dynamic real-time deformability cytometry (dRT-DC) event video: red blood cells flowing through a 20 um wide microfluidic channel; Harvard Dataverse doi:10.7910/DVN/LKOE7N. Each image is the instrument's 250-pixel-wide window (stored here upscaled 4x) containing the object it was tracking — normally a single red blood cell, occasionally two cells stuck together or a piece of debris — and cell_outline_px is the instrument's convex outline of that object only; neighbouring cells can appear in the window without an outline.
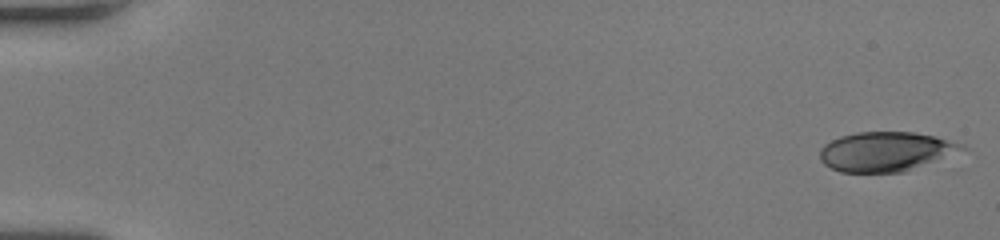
{"species": "human", "species_latin": "Homo sapiens", "temperature_condition": "room temperature", "stored_images_in_passage": 53, "camera_frame_rate_fps": 3000, "um_per_image_px": 0.085, "donor": {"sex": "female"}, "frame": {"image": 1, "passage_image": 1, "time_ms": 0.0, "image_size_px": [1000, 240], "cell_outline_px": [[968, 148], [904, 172], [840, 172], [824, 164], [820, 160], [820, 148], [824, 144], [840, 136], [856, 132], [912, 132], [936, 136], [964, 144]], "centroid_in_image_um": [75.26, 12.87], "position_along_channel_um": 9.7, "area_um2": 32.54}}
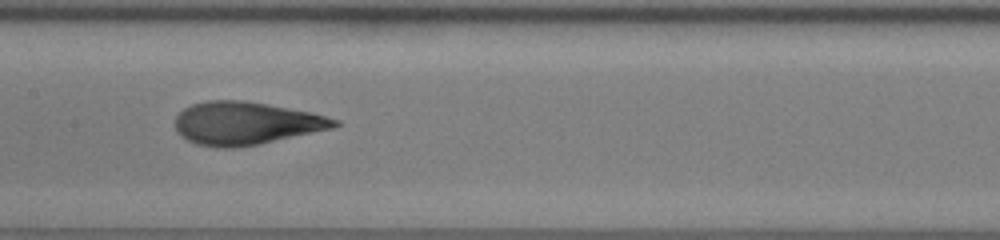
{"frame": {"image": 2, "passage_image": 28, "time_ms": 9.0, "image_size_px": [1000, 240], "cell_outline_px": [[340, 124], [332, 128], [256, 144], [232, 148], [220, 148], [196, 144], [180, 136], [176, 132], [176, 116], [184, 108], [192, 104], [208, 100], [244, 100], [312, 112], [340, 120]], "centroid_in_image_um": [20.87, 10.46], "position_along_channel_um": 186.5, "area_um2": 39.54}}
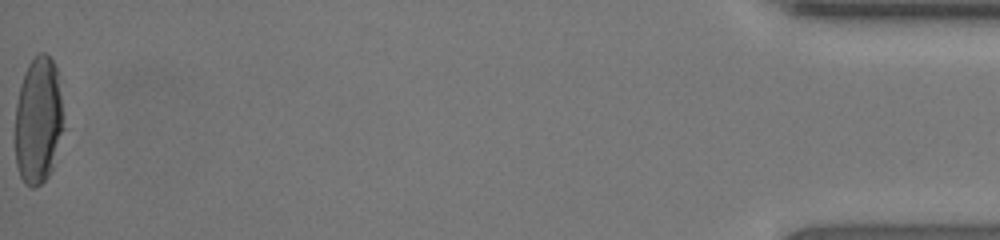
{"frame": {"image": 3, "passage_image": 53, "time_ms": 17.333, "image_size_px": [1000, 240], "cell_outline_px": [[64, 128], [52, 168], [48, 176], [36, 188], [32, 188], [24, 184], [20, 176], [16, 164], [16, 104], [20, 84], [24, 72], [28, 64], [40, 52], [44, 52], [52, 60], [60, 76]], "centroid_in_image_um": [3.27, 10.23], "position_along_channel_um": 431.9, "area_um2": 36.3}, "authors_computed_cell_mechanics": {"area_um2": 38.0324, "velocity_mm_per_s": 4.0658, "shape_relaxation_time_tau1_ms": 4.6856, "shape_relaxation_time_tau2_ms": 0.9638, "deformation_change_tau1": 0.2207, "deformation_change_tau2": 0.0918}}